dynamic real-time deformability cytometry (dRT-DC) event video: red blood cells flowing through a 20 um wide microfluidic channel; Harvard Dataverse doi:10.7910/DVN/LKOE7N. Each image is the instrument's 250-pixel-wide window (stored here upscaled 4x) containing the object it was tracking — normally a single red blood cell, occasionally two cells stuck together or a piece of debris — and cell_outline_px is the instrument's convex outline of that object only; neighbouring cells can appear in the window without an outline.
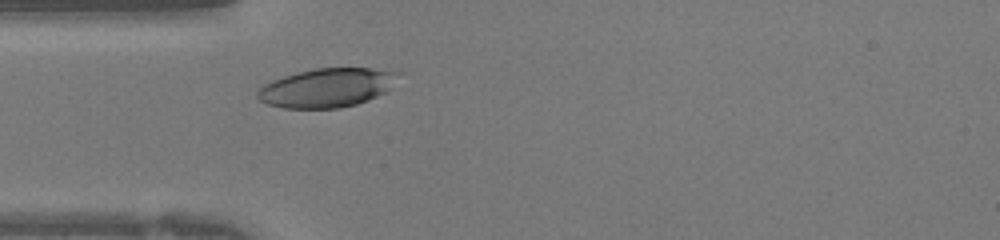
{"species": "human", "species_latin": "Homo sapiens", "temperature_condition": "warm", "stored_images_in_passage": 28, "camera_frame_rate_fps": 3000, "um_per_image_px": 0.085, "donor": {"sex": "female"}, "frame": {"image": 1, "passage_image": 1, "time_ms": 0.0, "image_size_px": [1000, 240], "cell_outline_px": [[400, 72], [392, 88], [368, 100], [356, 104], [340, 108], [284, 108], [268, 104], [260, 100], [256, 96], [256, 92], [264, 84], [272, 80], [284, 76], [316, 68], [368, 68]], "centroid_in_image_um": [27.79, 7.46], "position_along_channel_um": 57.2, "area_um2": 31.73}}
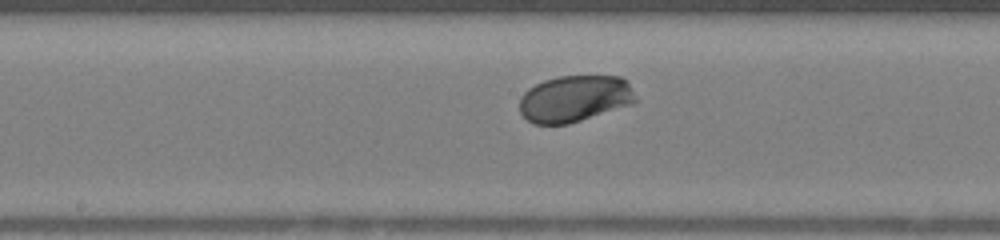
{"frame": {"image": 2, "passage_image": 10, "time_ms": 3.0, "image_size_px": [1000, 240], "cell_outline_px": [[636, 100], [632, 104], [568, 124], [532, 124], [520, 112], [520, 96], [528, 88], [544, 80], [556, 76], [620, 76], [628, 80]], "centroid_in_image_um": [48.83, 8.37], "position_along_channel_um": 199.4, "area_um2": 31.5}}
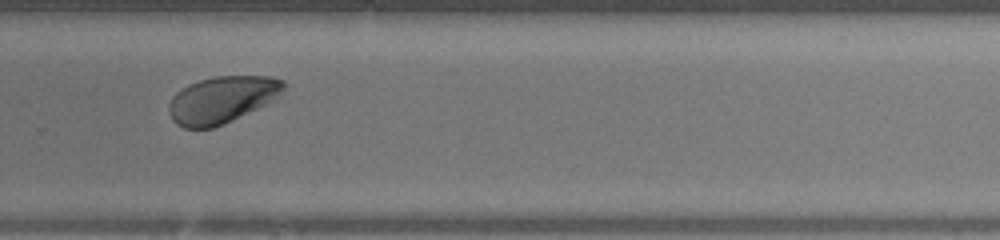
{"frame": {"image": 3, "passage_image": 17, "time_ms": 5.333, "image_size_px": [1000, 240], "cell_outline_px": [[284, 88], [268, 104], [224, 124], [212, 128], [184, 128], [176, 124], [172, 120], [168, 112], [168, 104], [172, 96], [176, 92], [188, 84], [200, 80], [216, 76], [272, 76], [284, 80]], "centroid_in_image_um": [18.83, 8.48], "position_along_channel_um": 311.0, "area_um2": 31.44}}